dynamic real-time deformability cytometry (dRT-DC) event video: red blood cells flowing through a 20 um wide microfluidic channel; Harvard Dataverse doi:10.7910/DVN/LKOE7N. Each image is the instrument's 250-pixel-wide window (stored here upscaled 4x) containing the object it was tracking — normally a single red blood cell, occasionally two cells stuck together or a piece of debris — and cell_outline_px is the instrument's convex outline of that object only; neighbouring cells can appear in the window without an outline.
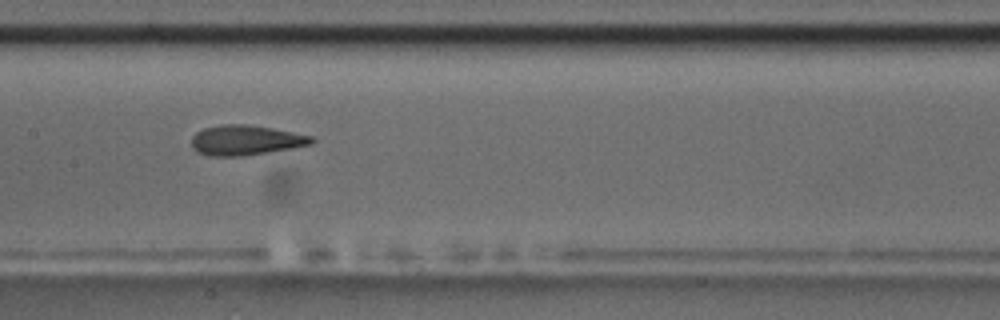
{"species": "common noctule bat (a hibernating species)", "species_latin": "Nyctalus noctula", "temperature_condition": "room temperature", "stored_images_in_passage": 14, "camera_frame_rate_fps": 3000, "um_per_image_px": 0.085, "animal": {"sex": "male", "body_mass_g": 17.5, "forearm_length_mm": 52.3}, "frame": {"image": 1, "passage_image": 8, "time_ms": 9.0, "image_size_px": [1000, 320], "cell_outline_px": [[316, 140], [312, 144], [292, 148], [244, 156], [208, 156], [196, 152], [192, 148], [192, 136], [196, 132], [204, 128], [224, 124], [248, 124], [272, 128], [312, 136]], "centroid_in_image_um": [20.87, 11.92], "position_along_channel_um": 186.5, "area_um2": 21.1}}